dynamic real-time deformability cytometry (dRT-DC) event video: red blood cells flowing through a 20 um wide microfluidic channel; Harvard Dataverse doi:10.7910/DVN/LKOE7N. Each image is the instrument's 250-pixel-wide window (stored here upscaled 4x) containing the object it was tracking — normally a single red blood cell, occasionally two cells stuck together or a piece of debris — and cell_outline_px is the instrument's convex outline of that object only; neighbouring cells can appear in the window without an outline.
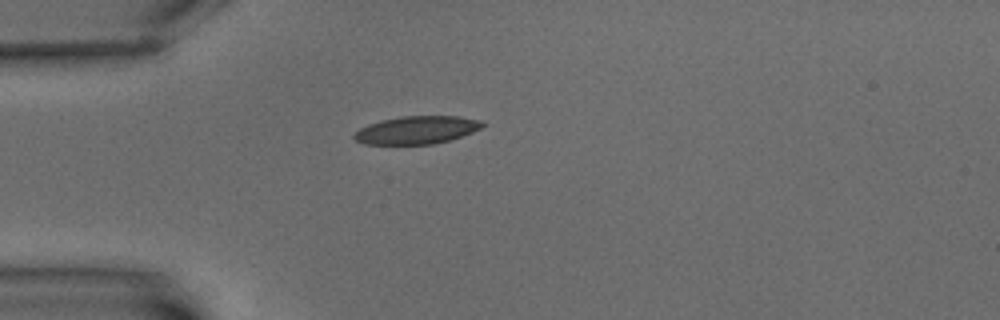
{"species": "common noctule bat (a hibernating species)", "species_latin": "Nyctalus noctula", "temperature_condition": "warm", "stored_images_in_passage": 3, "camera_frame_rate_fps": 3000, "um_per_image_px": 0.085, "animal": {"sex": "male", "body_mass_g": 15.6}, "frame": {"image": 1, "passage_image": 1, "time_ms": 0.0, "image_size_px": [1000, 320], "cell_outline_px": [[484, 124], [480, 128], [472, 132], [448, 140], [432, 144], [364, 144], [356, 140], [352, 136], [360, 128], [368, 124], [380, 120], [400, 116], [460, 116], [484, 120]], "centroid_in_image_um": [35.42, 11.04], "position_along_channel_um": 49.6, "area_um2": 20.81}}
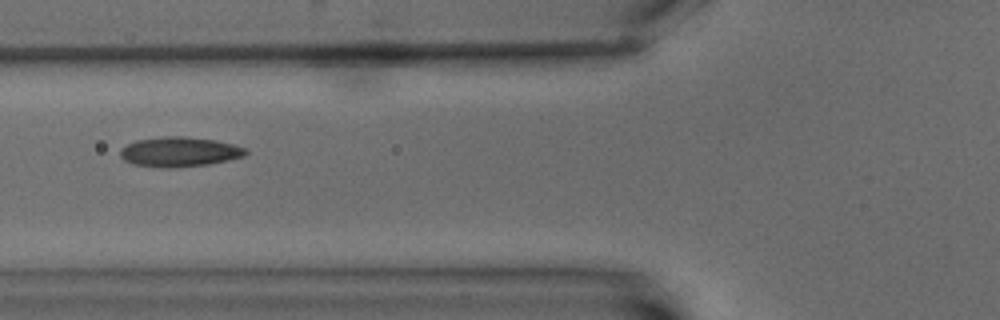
{"frame": {"image": 2, "passage_image": 3, "time_ms": 2.333, "image_size_px": [1000, 320], "cell_outline_px": [[248, 152], [244, 156], [228, 160], [208, 164], [176, 168], [160, 168], [132, 164], [124, 160], [120, 156], [120, 148], [136, 140], [164, 136], [184, 136], [216, 140], [248, 148]], "centroid_in_image_um": [15.24, 12.91], "position_along_channel_um": 110.6, "area_um2": 22.02}}